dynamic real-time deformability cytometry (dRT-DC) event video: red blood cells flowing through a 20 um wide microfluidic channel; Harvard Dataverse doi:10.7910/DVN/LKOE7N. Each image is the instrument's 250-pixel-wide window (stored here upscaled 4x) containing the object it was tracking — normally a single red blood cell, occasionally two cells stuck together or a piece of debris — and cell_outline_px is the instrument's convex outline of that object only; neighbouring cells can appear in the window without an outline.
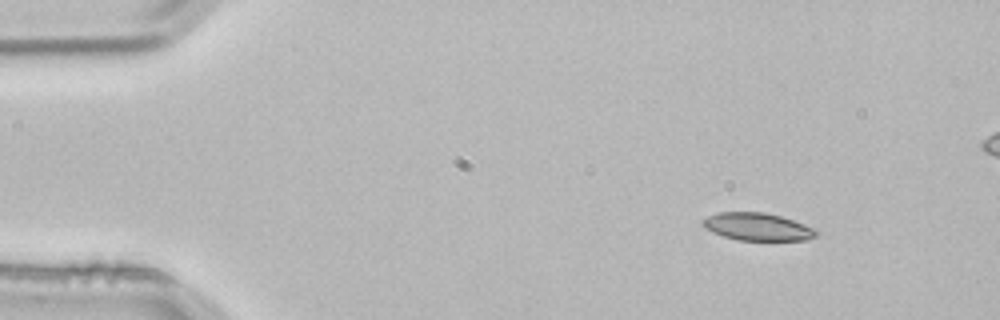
{"species": "common noctule bat (a hibernating species)", "species_latin": "Nyctalus noctula", "temperature_condition": "room temperature", "stored_images_in_passage": 3, "camera_frame_rate_fps": 3000, "um_per_image_px": 0.085, "animal": {"sex": "male", "body_mass_g": 21.5, "forearm_length_mm": 52.0}, "frame": {"image": 1, "passage_image": 1, "time_ms": 0.0, "image_size_px": [1000, 320], "cell_outline_px": [[820, 232], [816, 236], [808, 240], [736, 240], [712, 232], [704, 228], [700, 224], [708, 216], [716, 212], [764, 212], [780, 216], [804, 224]], "centroid_in_image_um": [64.36, 19.27], "position_along_channel_um": 20.6, "area_um2": 18.26}}